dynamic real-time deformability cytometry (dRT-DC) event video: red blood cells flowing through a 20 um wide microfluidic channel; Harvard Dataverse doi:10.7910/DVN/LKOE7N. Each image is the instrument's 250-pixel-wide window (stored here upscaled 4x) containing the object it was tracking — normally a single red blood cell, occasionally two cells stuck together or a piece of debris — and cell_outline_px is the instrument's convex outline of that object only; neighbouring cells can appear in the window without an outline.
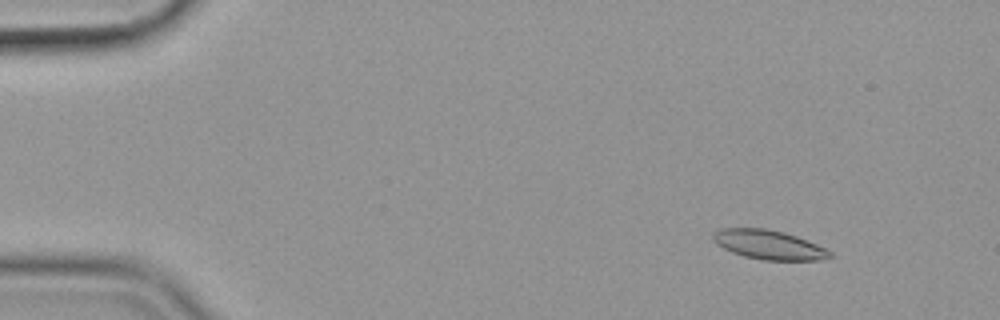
{"species": "common noctule bat (a hibernating species)", "species_latin": "Nyctalus noctula", "temperature_condition": "cold", "stored_images_in_passage": 52, "camera_frame_rate_fps": 3000, "um_per_image_px": 0.085, "animal": {"sex": "female", "body_mass_g": 19.9}, "frame": {"image": 1, "passage_image": 2, "time_ms": 0.333, "image_size_px": [1000, 320], "cell_outline_px": [[832, 256], [820, 260], [760, 260], [744, 256], [732, 252], [716, 244], [712, 240], [712, 236], [720, 228], [764, 228], [784, 232], [796, 236], [816, 244], [832, 252]], "centroid_in_image_um": [65.33, 20.8], "position_along_channel_um": 19.7, "area_um2": 19.83}}
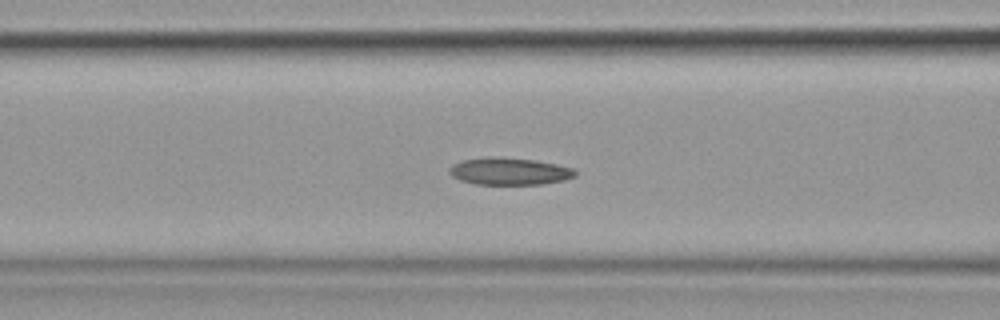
{"frame": {"image": 2, "passage_image": 19, "time_ms": 6.0, "image_size_px": [1000, 320], "cell_outline_px": [[576, 176], [564, 180], [540, 184], [476, 184], [460, 180], [452, 176], [448, 172], [448, 168], [452, 164], [464, 160], [488, 156], [500, 156], [536, 160], [556, 164], [572, 168], [576, 172]], "centroid_in_image_um": [43.27, 14.55], "position_along_channel_um": 123.3, "area_um2": 20.06}}
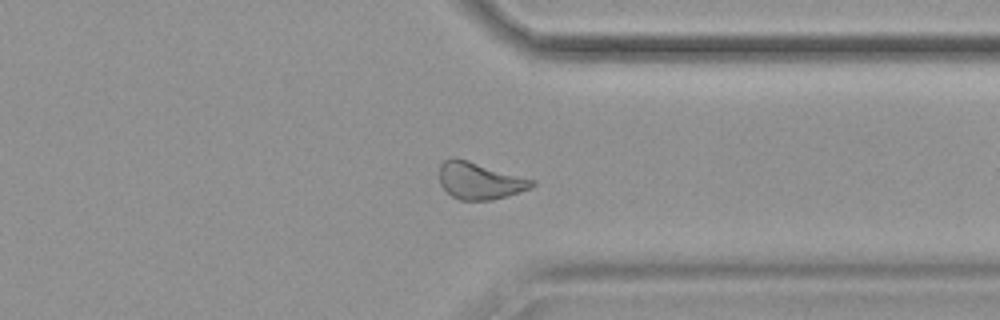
{"frame": {"image": 3, "passage_image": 40, "time_ms": 13.0, "image_size_px": [1000, 320], "cell_outline_px": [[536, 184], [532, 188], [520, 192], [492, 200], [460, 200], [452, 196], [440, 184], [440, 164], [444, 160], [468, 160], [536, 180]], "centroid_in_image_um": [40.83, 15.39], "position_along_channel_um": 370.6, "area_um2": 19.71}, "authors_computed_cell_mechanics": {"area_um2": 20.0566, "velocity_mm_per_s": 3.5464, "shape_relaxation_time_tau1_ms": 6.5194, "shape_relaxation_time_tau2_ms": 4.7451, "deformation_change_tau1": 0.1547, "deformation_change_tau2": 0.128}}